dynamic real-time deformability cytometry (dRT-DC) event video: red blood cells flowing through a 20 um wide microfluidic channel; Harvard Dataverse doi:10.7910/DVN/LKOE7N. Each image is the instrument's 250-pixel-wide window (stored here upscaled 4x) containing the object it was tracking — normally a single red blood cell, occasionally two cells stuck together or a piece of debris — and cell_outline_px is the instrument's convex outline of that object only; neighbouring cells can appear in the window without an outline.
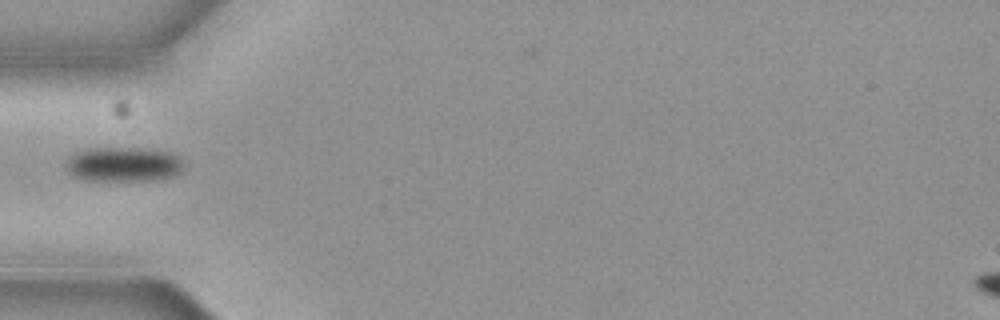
{"species": "common noctule bat (a hibernating species)", "species_latin": "Nyctalus noctula", "temperature_condition": "cold", "stored_images_in_passage": 6, "camera_frame_rate_fps": 3000, "um_per_image_px": 0.085, "animal": {"sex": "female", "body_mass_g": 19.3, "forearm_length_mm": 54.1}, "frame": {"image": 1, "passage_image": 2, "time_ms": 0.333, "image_size_px": [1000, 320], "cell_outline_px": [[184, 164], [180, 172], [176, 176], [152, 180], [84, 180], [72, 176], [68, 172], [68, 156], [76, 152], [92, 148], [140, 148], [172, 152]], "centroid_in_image_um": [10.5, 13.97], "position_along_channel_um": 74.5, "area_um2": 23.7}}
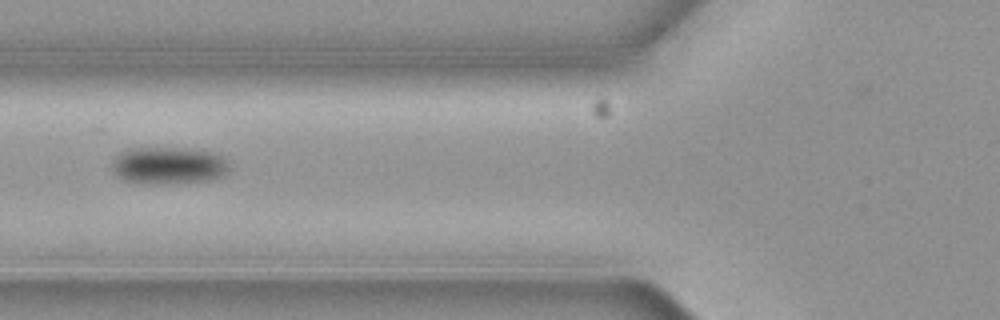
{"frame": {"image": 2, "passage_image": 3, "time_ms": 0.667, "image_size_px": [1000, 320], "cell_outline_px": [[228, 172], [224, 176], [208, 180], [172, 184], [140, 184], [124, 180], [116, 176], [112, 168], [112, 160], [120, 152], [132, 148], [192, 148], [212, 152], [224, 156], [228, 164]], "centroid_in_image_um": [14.33, 14.08], "position_along_channel_um": 111.5, "area_um2": 25.95}}
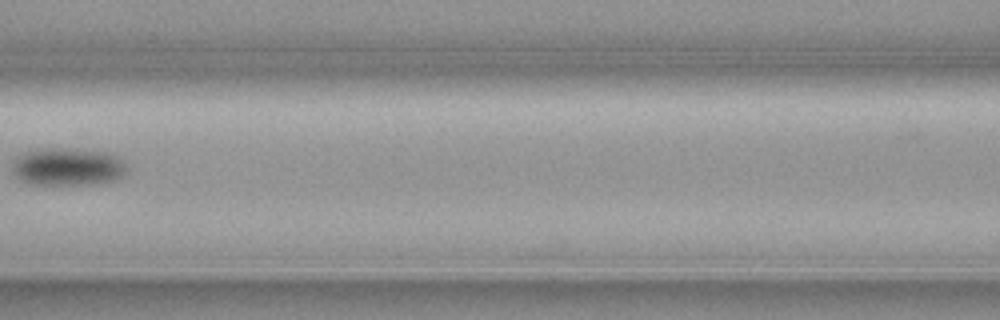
{"frame": {"image": 3, "passage_image": 4, "time_ms": 1.0, "image_size_px": [1000, 320], "cell_outline_px": [[128, 168], [116, 180], [100, 184], [28, 184], [20, 180], [12, 172], [12, 160], [20, 152], [36, 148], [72, 148], [112, 152], [120, 156], [124, 160]], "centroid_in_image_um": [5.75, 14.14], "position_along_channel_um": 160.9, "area_um2": 26.13}}